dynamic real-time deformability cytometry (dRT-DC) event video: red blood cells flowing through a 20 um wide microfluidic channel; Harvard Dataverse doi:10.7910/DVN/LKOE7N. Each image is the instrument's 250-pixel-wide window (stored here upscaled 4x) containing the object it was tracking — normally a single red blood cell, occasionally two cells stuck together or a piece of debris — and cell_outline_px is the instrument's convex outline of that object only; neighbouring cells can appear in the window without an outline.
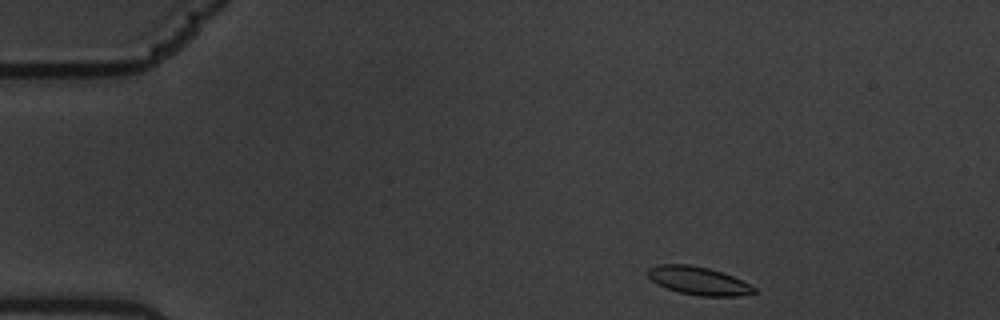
{"species": "common noctule bat (a hibernating species)", "species_latin": "Nyctalus noctula", "temperature_condition": "warm", "stored_images_in_passage": 52, "camera_frame_rate_fps": 3000, "um_per_image_px": 0.085, "animal": {"sex": "male", "body_mass_g": 19.5, "forearm_length_mm": 54.6}, "frame": {"image": 1, "passage_image": 1, "time_ms": 0.0, "image_size_px": [1000, 320], "cell_outline_px": [[756, 292], [740, 296], [700, 296], [680, 292], [656, 284], [648, 276], [648, 268], [660, 264], [688, 264], [708, 268], [732, 276], [756, 288]], "centroid_in_image_um": [59.35, 23.86], "position_along_channel_um": 25.6, "area_um2": 17.17}}
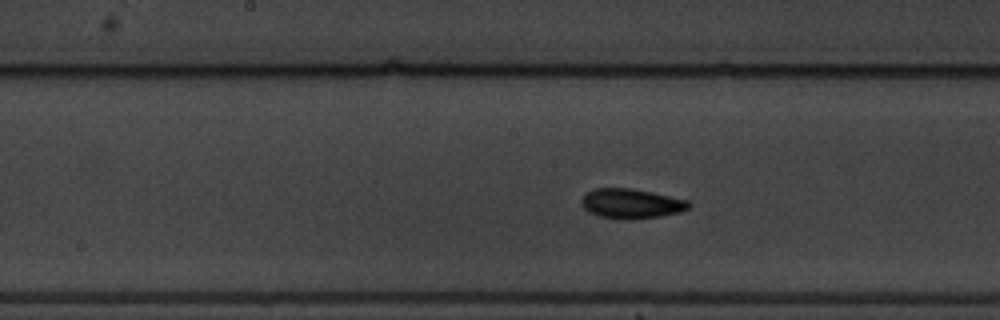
{"frame": {"image": 2, "passage_image": 23, "time_ms": 7.333, "image_size_px": [1000, 320], "cell_outline_px": [[692, 204], [688, 208], [680, 212], [660, 216], [632, 220], [596, 216], [588, 212], [580, 204], [580, 200], [584, 192], [592, 188], [628, 188], [652, 192], [688, 200]], "centroid_in_image_um": [53.6, 17.3], "position_along_channel_um": 194.6, "area_um2": 18.9}}
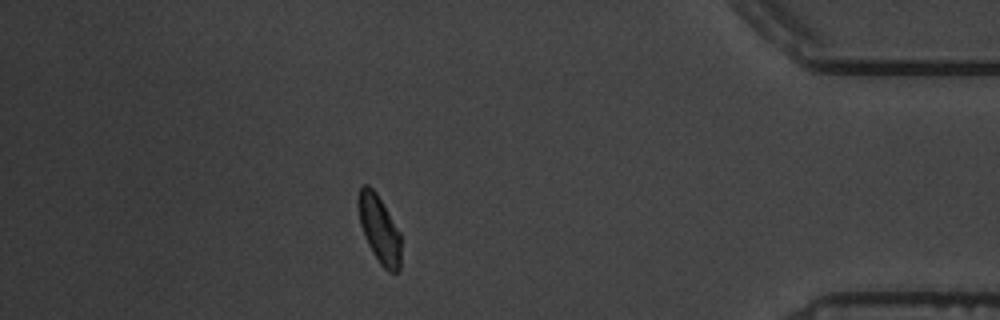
{"frame": {"image": 3, "passage_image": 45, "time_ms": 14.667, "image_size_px": [1000, 320], "cell_outline_px": [[400, 272], [388, 272], [380, 264], [372, 252], [364, 236], [360, 224], [356, 204], [356, 200], [360, 188], [364, 184], [368, 184], [376, 192], [400, 232]], "centroid_in_image_um": [32.21, 19.47], "position_along_channel_um": 403.0, "area_um2": 16.99}, "authors_computed_cell_mechanics": {"area_um2": 17.5712, "velocity_mm_per_s": 3.3714, "shape_relaxation_time_tau1_ms": 5.6534, "shape_relaxation_time_tau2_ms": 1.9003, "deformation_change_tau1": 0.1148, "deformation_change_tau2": 0.0571}}